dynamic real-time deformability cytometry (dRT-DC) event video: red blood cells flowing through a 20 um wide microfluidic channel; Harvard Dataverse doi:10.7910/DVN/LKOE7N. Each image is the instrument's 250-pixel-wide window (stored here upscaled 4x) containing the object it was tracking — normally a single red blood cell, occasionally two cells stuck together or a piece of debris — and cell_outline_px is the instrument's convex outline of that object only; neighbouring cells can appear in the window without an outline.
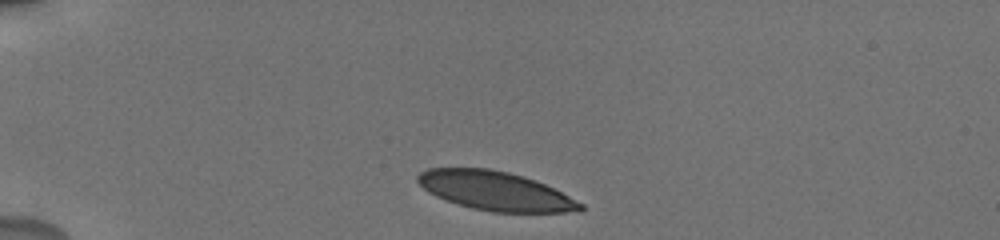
{"species": "human", "species_latin": "Homo sapiens", "temperature_condition": "cold", "stored_images_in_passage": 4, "camera_frame_rate_fps": 3000, "um_per_image_px": 0.085, "donor": {"sex": "male"}, "frame": {"image": 1, "passage_image": 1, "time_ms": 0.0, "image_size_px": [1000, 240], "cell_outline_px": [[584, 208], [580, 212], [492, 212], [472, 208], [436, 196], [428, 192], [416, 180], [416, 176], [420, 172], [428, 168], [488, 168], [508, 172], [524, 176], [544, 184], [584, 204]], "centroid_in_image_um": [42.1, 16.22], "position_along_channel_um": 42.9, "area_um2": 36.65}}
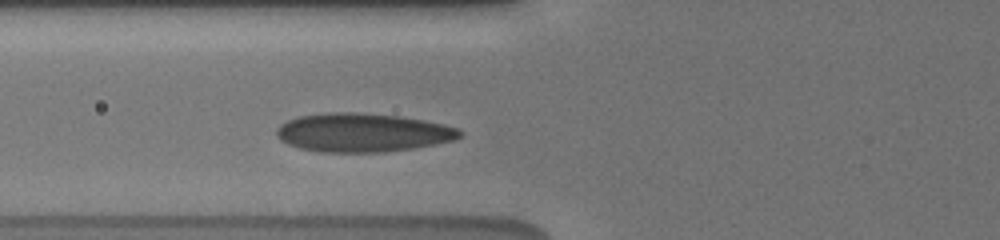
{"frame": {"image": 2, "passage_image": 4, "time_ms": 2.667, "image_size_px": [1000, 240], "cell_outline_px": [[464, 132], [460, 136], [452, 140], [436, 144], [412, 148], [384, 152], [320, 152], [300, 148], [288, 144], [280, 140], [276, 136], [276, 128], [280, 124], [296, 116], [328, 112], [356, 112], [400, 116], [424, 120], [444, 124], [456, 128]], "centroid_in_image_um": [30.78, 11.26], "position_along_channel_um": 95.0, "area_um2": 41.44}}